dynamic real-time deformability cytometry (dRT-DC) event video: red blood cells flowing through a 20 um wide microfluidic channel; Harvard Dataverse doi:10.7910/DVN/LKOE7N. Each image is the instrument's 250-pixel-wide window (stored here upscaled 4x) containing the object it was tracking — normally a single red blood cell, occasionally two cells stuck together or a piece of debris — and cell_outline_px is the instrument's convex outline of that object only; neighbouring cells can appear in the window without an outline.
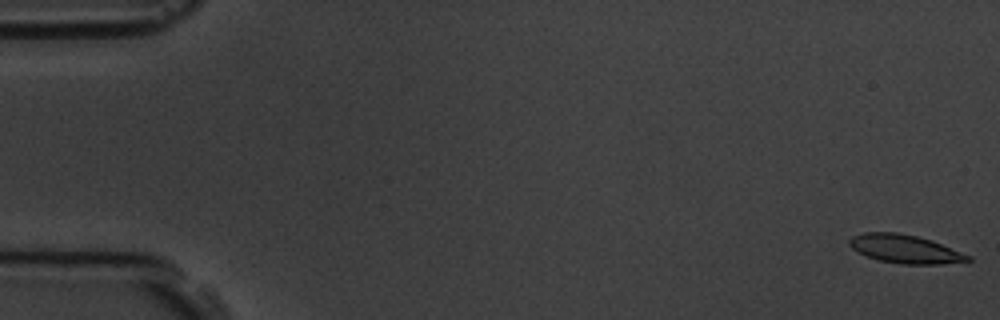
{"species": "common noctule bat (a hibernating species)", "species_latin": "Nyctalus noctula", "temperature_condition": "room temperature", "stored_images_in_passage": 6, "camera_frame_rate_fps": 3000, "um_per_image_px": 0.085, "animal": {"sex": "male", "body_mass_g": 19.5, "forearm_length_mm": 54.6}, "frame": {"image": 1, "passage_image": 1, "time_ms": 0.0, "image_size_px": [1000, 320], "cell_outline_px": [[972, 260], [940, 264], [900, 264], [880, 260], [856, 252], [848, 244], [848, 240], [852, 236], [864, 232], [896, 232], [916, 236], [932, 240], [972, 256]], "centroid_in_image_um": [76.91, 21.16], "position_along_channel_um": 8.1, "area_um2": 19.65}}
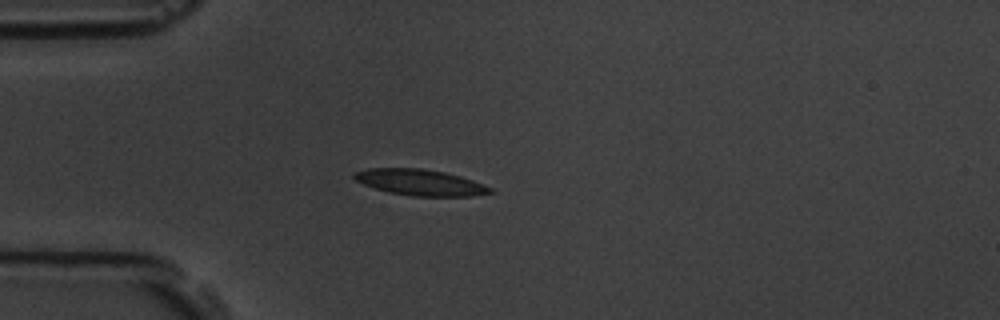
{"frame": {"image": 2, "passage_image": 5, "time_ms": 4.667, "image_size_px": [1000, 320], "cell_outline_px": [[496, 192], [472, 196], [412, 196], [388, 192], [364, 184], [356, 180], [352, 176], [356, 172], [368, 168], [420, 168], [444, 172], [460, 176], [484, 184], [492, 188]], "centroid_in_image_um": [35.75, 15.51], "position_along_channel_um": 49.2, "area_um2": 20.58}}